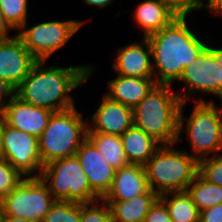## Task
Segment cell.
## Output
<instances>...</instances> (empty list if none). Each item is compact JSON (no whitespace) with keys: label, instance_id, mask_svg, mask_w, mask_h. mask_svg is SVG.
<instances>
[{"label":"cell","instance_id":"6da1fadb","mask_svg":"<svg viewBox=\"0 0 222 222\" xmlns=\"http://www.w3.org/2000/svg\"><path fill=\"white\" fill-rule=\"evenodd\" d=\"M46 61H37L23 82L15 89V95L23 102L52 112L75 107L71 91L86 83L94 73V67L78 65L69 67H45Z\"/></svg>","mask_w":222,"mask_h":222},{"label":"cell","instance_id":"7a4b0ae2","mask_svg":"<svg viewBox=\"0 0 222 222\" xmlns=\"http://www.w3.org/2000/svg\"><path fill=\"white\" fill-rule=\"evenodd\" d=\"M187 15L178 16L170 25L147 36L151 46L153 74L157 85L179 81L208 43L187 26Z\"/></svg>","mask_w":222,"mask_h":222},{"label":"cell","instance_id":"3957f363","mask_svg":"<svg viewBox=\"0 0 222 222\" xmlns=\"http://www.w3.org/2000/svg\"><path fill=\"white\" fill-rule=\"evenodd\" d=\"M181 104L170 85H156L133 108V125L160 145L176 144Z\"/></svg>","mask_w":222,"mask_h":222},{"label":"cell","instance_id":"277c9868","mask_svg":"<svg viewBox=\"0 0 222 222\" xmlns=\"http://www.w3.org/2000/svg\"><path fill=\"white\" fill-rule=\"evenodd\" d=\"M173 145H161L144 165L148 185L158 196L186 191L198 173V161Z\"/></svg>","mask_w":222,"mask_h":222},{"label":"cell","instance_id":"5b68a950","mask_svg":"<svg viewBox=\"0 0 222 222\" xmlns=\"http://www.w3.org/2000/svg\"><path fill=\"white\" fill-rule=\"evenodd\" d=\"M186 102H182L178 119V136L176 144L181 142V132L185 127L192 157L197 161L215 156L222 151V109L211 100L196 102L189 118H183ZM222 105V104H221ZM186 120V124L185 123ZM186 125V126H184Z\"/></svg>","mask_w":222,"mask_h":222},{"label":"cell","instance_id":"8992f818","mask_svg":"<svg viewBox=\"0 0 222 222\" xmlns=\"http://www.w3.org/2000/svg\"><path fill=\"white\" fill-rule=\"evenodd\" d=\"M88 121L76 107L53 112L47 127L38 138L42 165L74 156L87 139Z\"/></svg>","mask_w":222,"mask_h":222},{"label":"cell","instance_id":"52a82bcc","mask_svg":"<svg viewBox=\"0 0 222 222\" xmlns=\"http://www.w3.org/2000/svg\"><path fill=\"white\" fill-rule=\"evenodd\" d=\"M40 178L56 201L84 204L101 199L91 189L76 155L43 166Z\"/></svg>","mask_w":222,"mask_h":222},{"label":"cell","instance_id":"ba28073f","mask_svg":"<svg viewBox=\"0 0 222 222\" xmlns=\"http://www.w3.org/2000/svg\"><path fill=\"white\" fill-rule=\"evenodd\" d=\"M55 201L40 176L25 177L2 199V215L43 222Z\"/></svg>","mask_w":222,"mask_h":222},{"label":"cell","instance_id":"9c48e42d","mask_svg":"<svg viewBox=\"0 0 222 222\" xmlns=\"http://www.w3.org/2000/svg\"><path fill=\"white\" fill-rule=\"evenodd\" d=\"M86 21L65 20L46 21L26 28V24L16 34L25 48L38 60L47 61L82 28Z\"/></svg>","mask_w":222,"mask_h":222},{"label":"cell","instance_id":"30bf717a","mask_svg":"<svg viewBox=\"0 0 222 222\" xmlns=\"http://www.w3.org/2000/svg\"><path fill=\"white\" fill-rule=\"evenodd\" d=\"M0 157L6 159L24 177L41 175L43 165L38 137L32 134L4 124Z\"/></svg>","mask_w":222,"mask_h":222},{"label":"cell","instance_id":"8fae6325","mask_svg":"<svg viewBox=\"0 0 222 222\" xmlns=\"http://www.w3.org/2000/svg\"><path fill=\"white\" fill-rule=\"evenodd\" d=\"M179 82H184L183 84L185 85L183 95L178 94L182 102L187 103L189 98L196 100V102H205L202 98L198 100L194 97H189L193 96L192 94L197 90L202 94H213L220 99V66L208 47L191 64L184 68Z\"/></svg>","mask_w":222,"mask_h":222},{"label":"cell","instance_id":"7c38bea8","mask_svg":"<svg viewBox=\"0 0 222 222\" xmlns=\"http://www.w3.org/2000/svg\"><path fill=\"white\" fill-rule=\"evenodd\" d=\"M37 61L17 34L0 38V79L7 81L15 89L23 82Z\"/></svg>","mask_w":222,"mask_h":222},{"label":"cell","instance_id":"4fadbf2b","mask_svg":"<svg viewBox=\"0 0 222 222\" xmlns=\"http://www.w3.org/2000/svg\"><path fill=\"white\" fill-rule=\"evenodd\" d=\"M5 124L40 137L47 127L52 111L23 102L16 95L1 109Z\"/></svg>","mask_w":222,"mask_h":222},{"label":"cell","instance_id":"5bb4252c","mask_svg":"<svg viewBox=\"0 0 222 222\" xmlns=\"http://www.w3.org/2000/svg\"><path fill=\"white\" fill-rule=\"evenodd\" d=\"M132 125L133 108L114 101L104 94L98 109L88 121L87 133L121 136Z\"/></svg>","mask_w":222,"mask_h":222},{"label":"cell","instance_id":"9a60e30c","mask_svg":"<svg viewBox=\"0 0 222 222\" xmlns=\"http://www.w3.org/2000/svg\"><path fill=\"white\" fill-rule=\"evenodd\" d=\"M75 155L80 161L91 189L102 199L111 188L115 169L107 163L88 138L80 145Z\"/></svg>","mask_w":222,"mask_h":222},{"label":"cell","instance_id":"2e32d148","mask_svg":"<svg viewBox=\"0 0 222 222\" xmlns=\"http://www.w3.org/2000/svg\"><path fill=\"white\" fill-rule=\"evenodd\" d=\"M142 43L133 42L116 52L113 69L117 74L128 77H154L151 46L146 37Z\"/></svg>","mask_w":222,"mask_h":222},{"label":"cell","instance_id":"e0dca14e","mask_svg":"<svg viewBox=\"0 0 222 222\" xmlns=\"http://www.w3.org/2000/svg\"><path fill=\"white\" fill-rule=\"evenodd\" d=\"M149 189L144 166L129 164L115 170L111 188L102 199L105 201L130 200Z\"/></svg>","mask_w":222,"mask_h":222},{"label":"cell","instance_id":"ac0fdd59","mask_svg":"<svg viewBox=\"0 0 222 222\" xmlns=\"http://www.w3.org/2000/svg\"><path fill=\"white\" fill-rule=\"evenodd\" d=\"M179 14L166 0H144L136 6L133 19L143 31V37L170 25Z\"/></svg>","mask_w":222,"mask_h":222},{"label":"cell","instance_id":"d6986e66","mask_svg":"<svg viewBox=\"0 0 222 222\" xmlns=\"http://www.w3.org/2000/svg\"><path fill=\"white\" fill-rule=\"evenodd\" d=\"M156 85L154 77L138 78L118 74L116 78L108 81V92L104 94L114 101L134 108Z\"/></svg>","mask_w":222,"mask_h":222},{"label":"cell","instance_id":"ffe728a7","mask_svg":"<svg viewBox=\"0 0 222 222\" xmlns=\"http://www.w3.org/2000/svg\"><path fill=\"white\" fill-rule=\"evenodd\" d=\"M129 164L144 166L161 146L143 130L132 125L120 136Z\"/></svg>","mask_w":222,"mask_h":222},{"label":"cell","instance_id":"44dd1931","mask_svg":"<svg viewBox=\"0 0 222 222\" xmlns=\"http://www.w3.org/2000/svg\"><path fill=\"white\" fill-rule=\"evenodd\" d=\"M159 196L149 189L144 194L125 201H106L111 209L112 222H144L145 216Z\"/></svg>","mask_w":222,"mask_h":222},{"label":"cell","instance_id":"7402d4cb","mask_svg":"<svg viewBox=\"0 0 222 222\" xmlns=\"http://www.w3.org/2000/svg\"><path fill=\"white\" fill-rule=\"evenodd\" d=\"M159 198L168 208L173 222H200V211L187 191L169 192Z\"/></svg>","mask_w":222,"mask_h":222},{"label":"cell","instance_id":"603a6c76","mask_svg":"<svg viewBox=\"0 0 222 222\" xmlns=\"http://www.w3.org/2000/svg\"><path fill=\"white\" fill-rule=\"evenodd\" d=\"M87 138L95 145L107 163L115 170L129 165L120 136L103 133H87Z\"/></svg>","mask_w":222,"mask_h":222},{"label":"cell","instance_id":"cb8c5ba5","mask_svg":"<svg viewBox=\"0 0 222 222\" xmlns=\"http://www.w3.org/2000/svg\"><path fill=\"white\" fill-rule=\"evenodd\" d=\"M186 191L200 212L214 205L222 204V186L205 180L199 173Z\"/></svg>","mask_w":222,"mask_h":222},{"label":"cell","instance_id":"d4e9b609","mask_svg":"<svg viewBox=\"0 0 222 222\" xmlns=\"http://www.w3.org/2000/svg\"><path fill=\"white\" fill-rule=\"evenodd\" d=\"M0 9L13 30L28 24V0H0Z\"/></svg>","mask_w":222,"mask_h":222},{"label":"cell","instance_id":"484cf974","mask_svg":"<svg viewBox=\"0 0 222 222\" xmlns=\"http://www.w3.org/2000/svg\"><path fill=\"white\" fill-rule=\"evenodd\" d=\"M80 217V203L55 201L43 222H79Z\"/></svg>","mask_w":222,"mask_h":222},{"label":"cell","instance_id":"4316f807","mask_svg":"<svg viewBox=\"0 0 222 222\" xmlns=\"http://www.w3.org/2000/svg\"><path fill=\"white\" fill-rule=\"evenodd\" d=\"M79 222H112L110 206L103 199L81 204Z\"/></svg>","mask_w":222,"mask_h":222},{"label":"cell","instance_id":"83f0119b","mask_svg":"<svg viewBox=\"0 0 222 222\" xmlns=\"http://www.w3.org/2000/svg\"><path fill=\"white\" fill-rule=\"evenodd\" d=\"M25 177L6 159L0 157V198H5Z\"/></svg>","mask_w":222,"mask_h":222},{"label":"cell","instance_id":"f1b7e54d","mask_svg":"<svg viewBox=\"0 0 222 222\" xmlns=\"http://www.w3.org/2000/svg\"><path fill=\"white\" fill-rule=\"evenodd\" d=\"M198 173L205 180L222 186V154L198 161Z\"/></svg>","mask_w":222,"mask_h":222},{"label":"cell","instance_id":"f546056e","mask_svg":"<svg viewBox=\"0 0 222 222\" xmlns=\"http://www.w3.org/2000/svg\"><path fill=\"white\" fill-rule=\"evenodd\" d=\"M144 222H173L170 218L169 210L165 203L158 198L156 202L151 206Z\"/></svg>","mask_w":222,"mask_h":222},{"label":"cell","instance_id":"4dcf8cb0","mask_svg":"<svg viewBox=\"0 0 222 222\" xmlns=\"http://www.w3.org/2000/svg\"><path fill=\"white\" fill-rule=\"evenodd\" d=\"M179 14L189 15L190 12L197 10L199 0H166Z\"/></svg>","mask_w":222,"mask_h":222},{"label":"cell","instance_id":"1f68e13d","mask_svg":"<svg viewBox=\"0 0 222 222\" xmlns=\"http://www.w3.org/2000/svg\"><path fill=\"white\" fill-rule=\"evenodd\" d=\"M200 222H222V204L201 211Z\"/></svg>","mask_w":222,"mask_h":222},{"label":"cell","instance_id":"d6a6232c","mask_svg":"<svg viewBox=\"0 0 222 222\" xmlns=\"http://www.w3.org/2000/svg\"><path fill=\"white\" fill-rule=\"evenodd\" d=\"M15 96V88L7 81L0 79V111L2 107Z\"/></svg>","mask_w":222,"mask_h":222},{"label":"cell","instance_id":"836d02e7","mask_svg":"<svg viewBox=\"0 0 222 222\" xmlns=\"http://www.w3.org/2000/svg\"><path fill=\"white\" fill-rule=\"evenodd\" d=\"M203 1L204 0H199L198 10L205 7L206 10L209 9L211 14H216V16L219 15V17L222 15V0H207V4H205Z\"/></svg>","mask_w":222,"mask_h":222},{"label":"cell","instance_id":"e575fe53","mask_svg":"<svg viewBox=\"0 0 222 222\" xmlns=\"http://www.w3.org/2000/svg\"><path fill=\"white\" fill-rule=\"evenodd\" d=\"M12 31L13 29L8 25V23L5 21L3 13L0 9V38H8L11 37L9 36V31Z\"/></svg>","mask_w":222,"mask_h":222},{"label":"cell","instance_id":"d590c367","mask_svg":"<svg viewBox=\"0 0 222 222\" xmlns=\"http://www.w3.org/2000/svg\"><path fill=\"white\" fill-rule=\"evenodd\" d=\"M112 1H114V0H83L85 5H89L92 7H98L100 9L109 6Z\"/></svg>","mask_w":222,"mask_h":222},{"label":"cell","instance_id":"8d00e7d4","mask_svg":"<svg viewBox=\"0 0 222 222\" xmlns=\"http://www.w3.org/2000/svg\"><path fill=\"white\" fill-rule=\"evenodd\" d=\"M207 47L212 51V53L214 54L217 62L219 65H222V47L217 48L214 46H211L210 44L207 45Z\"/></svg>","mask_w":222,"mask_h":222},{"label":"cell","instance_id":"74e56055","mask_svg":"<svg viewBox=\"0 0 222 222\" xmlns=\"http://www.w3.org/2000/svg\"><path fill=\"white\" fill-rule=\"evenodd\" d=\"M1 222H32V221H29V220L24 219V218H17V217L2 215Z\"/></svg>","mask_w":222,"mask_h":222},{"label":"cell","instance_id":"f35d334b","mask_svg":"<svg viewBox=\"0 0 222 222\" xmlns=\"http://www.w3.org/2000/svg\"><path fill=\"white\" fill-rule=\"evenodd\" d=\"M4 118L2 115V112L0 111V155H1V147H2V134H3V128H4Z\"/></svg>","mask_w":222,"mask_h":222},{"label":"cell","instance_id":"ab89813d","mask_svg":"<svg viewBox=\"0 0 222 222\" xmlns=\"http://www.w3.org/2000/svg\"><path fill=\"white\" fill-rule=\"evenodd\" d=\"M220 66V101L222 103V65Z\"/></svg>","mask_w":222,"mask_h":222},{"label":"cell","instance_id":"60d3db41","mask_svg":"<svg viewBox=\"0 0 222 222\" xmlns=\"http://www.w3.org/2000/svg\"><path fill=\"white\" fill-rule=\"evenodd\" d=\"M2 218V199L0 198V222Z\"/></svg>","mask_w":222,"mask_h":222}]
</instances>
